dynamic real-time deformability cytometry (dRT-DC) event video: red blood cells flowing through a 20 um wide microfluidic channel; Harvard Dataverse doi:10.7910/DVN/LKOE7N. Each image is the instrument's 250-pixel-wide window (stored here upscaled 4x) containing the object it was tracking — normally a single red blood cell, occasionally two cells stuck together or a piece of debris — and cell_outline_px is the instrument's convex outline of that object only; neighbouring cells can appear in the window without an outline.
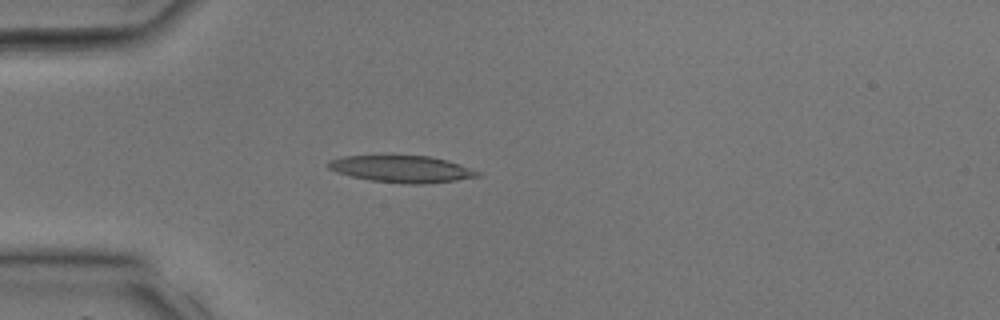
{"species": "common noctule bat (a hibernating species)", "species_latin": "Nyctalus noctula", "temperature_condition": "room temperature", "stored_images_in_passage": 4, "camera_frame_rate_fps": 3000, "um_per_image_px": 0.085, "animal": {"sex": "male", "body_mass_g": 17.9, "forearm_length_mm": 54.2}, "frame": {"image": 1, "passage_image": 1, "time_ms": 0.0, "image_size_px": [1000, 320], "cell_outline_px": [[480, 176], [456, 180], [424, 184], [404, 184], [368, 180], [336, 172], [328, 168], [324, 164], [328, 160], [344, 156], [392, 152], [428, 156], [448, 160], [460, 164], [480, 172]], "centroid_in_image_um": [34.06, 14.31], "position_along_channel_um": 50.9, "area_um2": 24.62}}